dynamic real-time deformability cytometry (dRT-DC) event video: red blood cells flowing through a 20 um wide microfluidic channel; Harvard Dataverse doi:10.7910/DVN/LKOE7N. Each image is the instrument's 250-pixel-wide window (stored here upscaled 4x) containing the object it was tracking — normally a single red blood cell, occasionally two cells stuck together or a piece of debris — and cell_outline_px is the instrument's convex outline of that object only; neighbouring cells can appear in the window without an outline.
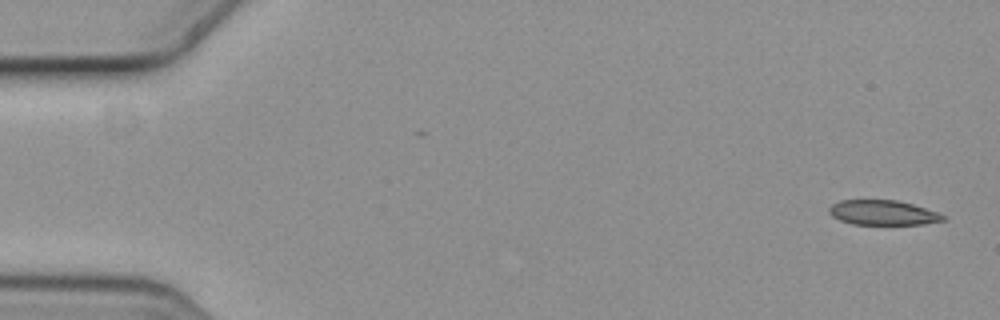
{"species": "common noctule bat (a hibernating species)", "species_latin": "Nyctalus noctula", "temperature_condition": "cold", "stored_images_in_passage": 5, "camera_frame_rate_fps": 3000, "um_per_image_px": 0.085, "animal": {"sex": "female", "body_mass_g": 19.3, "forearm_length_mm": 54.1}, "frame": {"image": 1, "passage_image": 1, "time_ms": 0.0, "image_size_px": [1000, 320], "cell_outline_px": [[948, 220], [924, 224], [852, 224], [840, 220], [832, 216], [828, 212], [828, 208], [832, 204], [840, 200], [896, 200], [912, 204], [948, 216]], "centroid_in_image_um": [75.06, 18.08], "position_along_channel_um": 9.9, "area_um2": 16.53}}
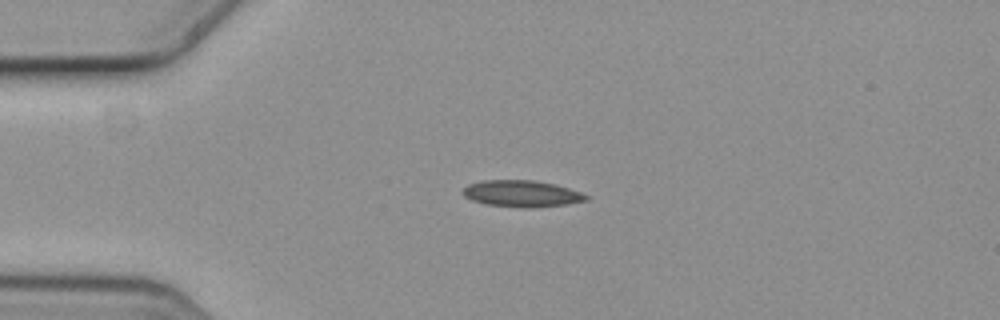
{"frame": {"image": 2, "passage_image": 4, "time_ms": 1.0, "image_size_px": [1000, 320], "cell_outline_px": [[588, 200], [568, 204], [528, 208], [524, 208], [484, 204], [472, 200], [464, 196], [460, 192], [468, 184], [484, 180], [532, 180], [552, 184], [568, 188], [580, 192], [588, 196]], "centroid_in_image_um": [44.31, 16.46], "position_along_channel_um": 40.7, "area_um2": 19.02}}